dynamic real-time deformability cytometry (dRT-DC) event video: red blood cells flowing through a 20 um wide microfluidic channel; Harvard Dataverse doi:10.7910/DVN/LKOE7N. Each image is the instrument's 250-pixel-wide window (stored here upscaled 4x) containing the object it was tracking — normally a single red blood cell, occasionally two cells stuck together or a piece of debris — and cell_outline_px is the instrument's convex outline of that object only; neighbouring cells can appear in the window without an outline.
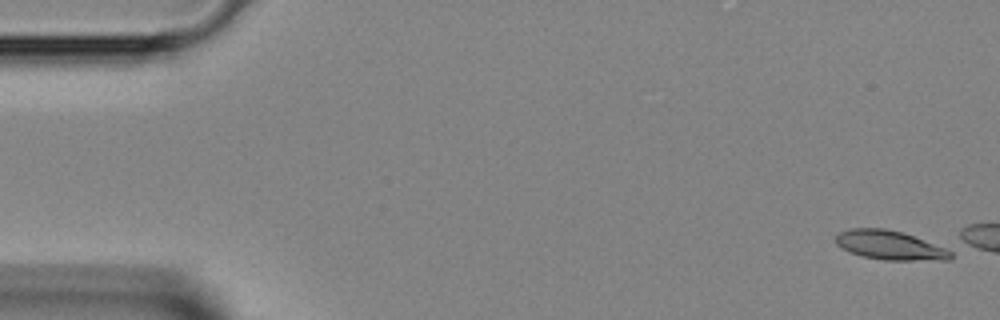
{"species": "Egyptian fruit bat (a non-hibernating species)", "species_latin": "Rousettus aegyptiacus", "temperature_condition": "room temperature", "stored_images_in_passage": 5, "camera_frame_rate_fps": 3000, "um_per_image_px": 0.085, "animal": {"sex": "female"}, "frame": {"image": 1, "passage_image": 1, "time_ms": 0.0, "image_size_px": [1000, 320], "cell_outline_px": [[952, 260], [884, 260], [864, 256], [852, 252], [836, 244], [836, 236], [840, 232], [848, 228], [884, 228], [904, 232], [952, 248]], "centroid_in_image_um": [75.77, 20.83], "position_along_channel_um": 9.2, "area_um2": 19.88}}